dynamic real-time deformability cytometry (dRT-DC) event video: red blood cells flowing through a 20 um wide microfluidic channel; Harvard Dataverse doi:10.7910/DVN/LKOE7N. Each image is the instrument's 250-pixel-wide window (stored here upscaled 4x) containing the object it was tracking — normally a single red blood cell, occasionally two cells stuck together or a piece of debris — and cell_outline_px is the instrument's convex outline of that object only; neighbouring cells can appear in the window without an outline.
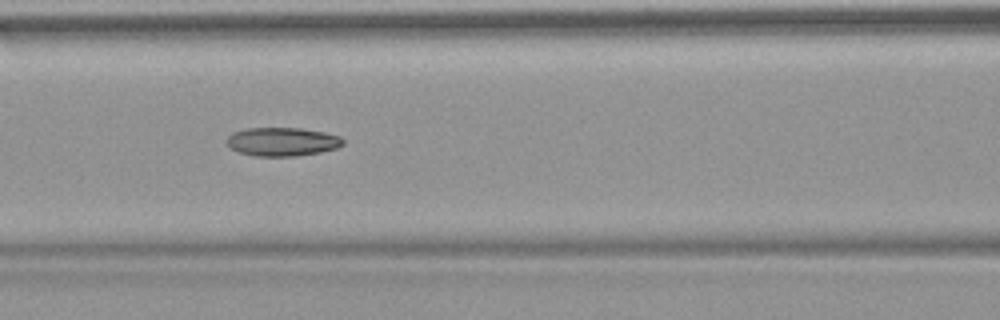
{"species": "common noctule bat (a hibernating species)", "species_latin": "Nyctalus noctula", "temperature_condition": "warm", "stored_images_in_passage": 54, "camera_frame_rate_fps": 3000, "um_per_image_px": 0.085, "animal": {"sex": "female", "body_mass_g": 18.4}, "frame": {"image": 1, "passage_image": 24, "time_ms": 7.667, "image_size_px": [1000, 320], "cell_outline_px": [[344, 144], [336, 148], [320, 152], [296, 156], [252, 156], [240, 152], [232, 148], [224, 140], [232, 132], [248, 128], [300, 128], [324, 132], [340, 136], [344, 140]], "centroid_in_image_um": [23.99, 12.04], "position_along_channel_um": 142.6, "area_um2": 19.42}, "authors_computed_cell_mechanics": {"area_um2": 19.7098, "velocity_mm_per_s": 3.8294, "shape_relaxation_time_tau1_ms": null, "shape_relaxation_time_tau2_ms": 3.9657, "deformation_change_tau1": null, "deformation_change_tau2": 0.1116}}